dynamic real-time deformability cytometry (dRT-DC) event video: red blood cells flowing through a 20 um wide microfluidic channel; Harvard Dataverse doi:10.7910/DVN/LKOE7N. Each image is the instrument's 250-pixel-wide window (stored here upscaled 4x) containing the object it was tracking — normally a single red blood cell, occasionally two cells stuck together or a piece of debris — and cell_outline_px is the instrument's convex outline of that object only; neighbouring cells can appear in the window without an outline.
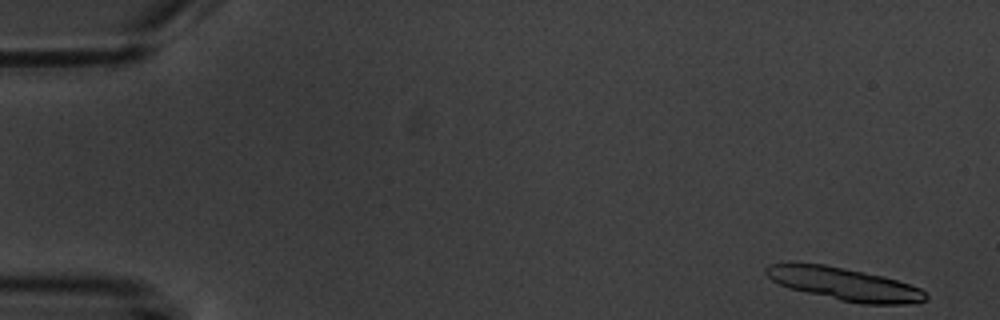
{"species": "common noctule bat (a hibernating species)", "species_latin": "Nyctalus noctula", "temperature_condition": "warm", "stored_images_in_passage": 4, "camera_frame_rate_fps": 3000, "um_per_image_px": 0.085, "animal": {"sex": "male", "body_mass_g": 20.1, "forearm_length_mm": 53.5}, "frame": {"image": 1, "passage_image": 1, "time_ms": 0.0, "image_size_px": [1000, 320], "cell_outline_px": [[928, 300], [908, 304], [860, 304], [840, 300], [788, 288], [772, 280], [764, 272], [764, 268], [768, 264], [824, 264], [884, 276], [920, 288], [928, 296]], "centroid_in_image_um": [71.79, 24.15], "position_along_channel_um": 13.2, "area_um2": 30.17}}